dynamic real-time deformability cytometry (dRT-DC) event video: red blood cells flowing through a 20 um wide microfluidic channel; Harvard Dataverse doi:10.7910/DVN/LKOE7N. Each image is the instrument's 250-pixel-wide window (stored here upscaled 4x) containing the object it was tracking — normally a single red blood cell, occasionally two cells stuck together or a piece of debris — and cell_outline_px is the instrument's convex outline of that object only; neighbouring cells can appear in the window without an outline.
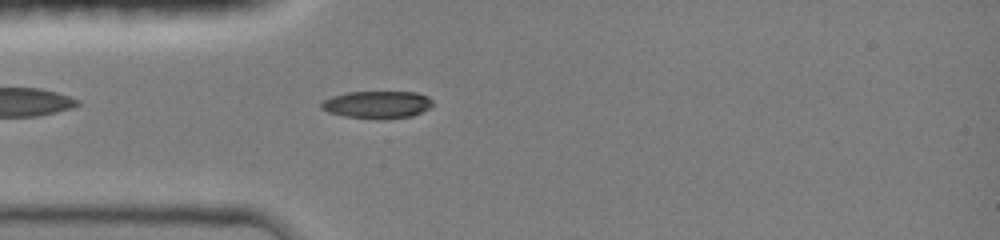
{"species": "common noctule bat (a hibernating species)", "species_latin": "Nyctalus noctula", "temperature_condition": "room temperature", "stored_images_in_passage": 8, "camera_frame_rate_fps": 3000, "um_per_image_px": 0.085, "animal": {"sex": "female", "body_mass_g": 19.0, "forearm_length_mm": 51.5}, "frame": {"image": 1, "passage_image": 8, "time_ms": 4.0, "image_size_px": [1000, 240], "cell_outline_px": [[432, 104], [428, 108], [412, 116], [344, 116], [328, 112], [320, 108], [320, 104], [324, 100], [332, 96], [348, 92], [416, 92], [428, 96], [432, 100]], "centroid_in_image_um": [32.03, 8.84], "position_along_channel_um": 53.0, "area_um2": 16.88}}